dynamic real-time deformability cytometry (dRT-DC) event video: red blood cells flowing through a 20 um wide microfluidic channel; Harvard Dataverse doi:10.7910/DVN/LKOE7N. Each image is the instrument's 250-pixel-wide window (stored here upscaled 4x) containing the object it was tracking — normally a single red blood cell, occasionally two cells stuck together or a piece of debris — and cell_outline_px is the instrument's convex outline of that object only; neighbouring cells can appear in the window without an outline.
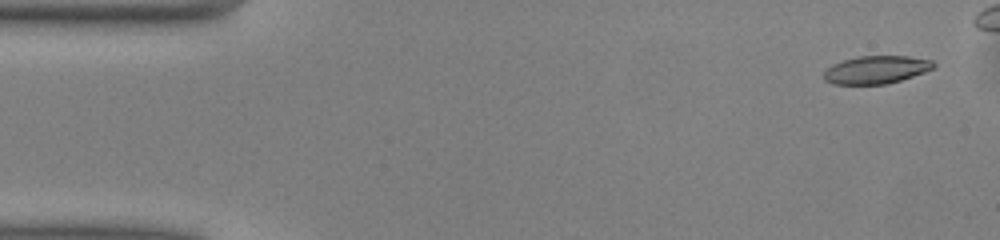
{"species": "common noctule bat (a hibernating species)", "species_latin": "Nyctalus noctula", "temperature_condition": "warm", "stored_images_in_passage": 42, "camera_frame_rate_fps": 3000, "um_per_image_px": 0.085, "animal": {"sex": "male", "body_mass_g": 13.0, "forearm_length_mm": 53.1}, "frame": {"image": 1, "passage_image": 2, "time_ms": 0.333, "image_size_px": [1000, 240], "cell_outline_px": [[936, 64], [932, 68], [924, 72], [888, 84], [832, 84], [824, 80], [824, 72], [832, 64], [856, 56], [908, 56], [932, 60]], "centroid_in_image_um": [74.46, 5.92], "position_along_channel_um": 10.5, "area_um2": 17.74}}
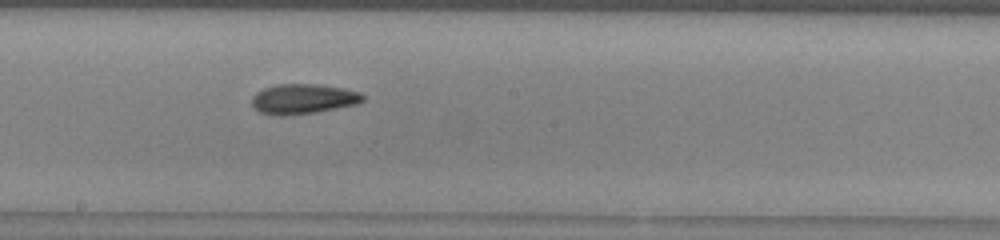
{"frame": {"image": 2, "passage_image": 26, "time_ms": 8.333, "image_size_px": [1000, 240], "cell_outline_px": [[364, 100], [356, 104], [312, 112], [280, 116], [260, 112], [252, 104], [252, 96], [256, 92], [264, 88], [276, 84], [320, 84], [344, 88], [360, 92], [364, 96]], "centroid_in_image_um": [25.76, 8.38], "position_along_channel_um": 222.4, "area_um2": 19.19}}
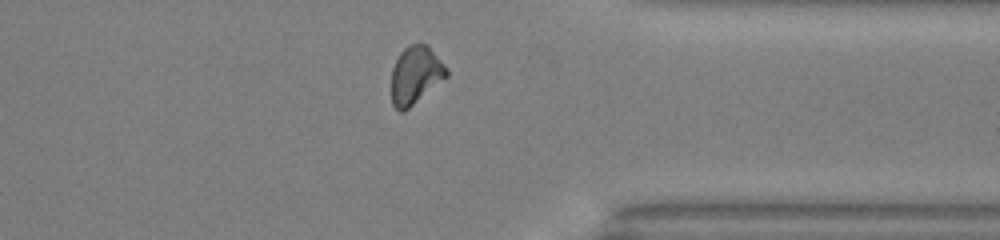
{"frame": {"image": 3, "passage_image": 38, "time_ms": 12.333, "image_size_px": [1000, 240], "cell_outline_px": [[448, 76], [404, 112], [400, 112], [392, 104], [392, 68], [400, 52], [408, 44], [428, 44], [448, 68]], "centroid_in_image_um": [35.33, 6.37], "position_along_channel_um": 376.1, "area_um2": 18.67}}